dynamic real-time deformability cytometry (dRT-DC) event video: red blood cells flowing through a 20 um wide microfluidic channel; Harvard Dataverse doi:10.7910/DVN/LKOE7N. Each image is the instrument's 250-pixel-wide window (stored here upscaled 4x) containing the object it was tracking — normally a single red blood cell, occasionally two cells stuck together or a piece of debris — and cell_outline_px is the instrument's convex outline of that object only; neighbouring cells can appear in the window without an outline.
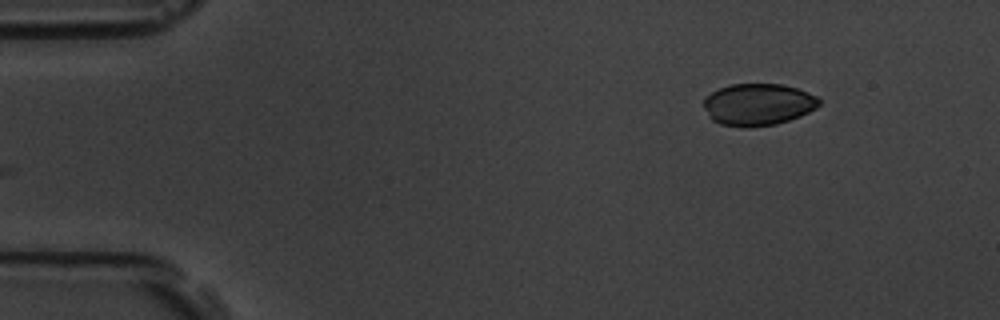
{"species": "common noctule bat (a hibernating species)", "species_latin": "Nyctalus noctula", "temperature_condition": "room temperature", "stored_images_in_passage": 51, "camera_frame_rate_fps": 3000, "um_per_image_px": 0.085, "animal": {"sex": "male", "body_mass_g": 19.5, "forearm_length_mm": 54.6}, "frame": {"image": 1, "passage_image": 1, "time_ms": 0.0, "image_size_px": [1000, 320], "cell_outline_px": [[820, 104], [816, 108], [800, 116], [776, 124], [744, 128], [720, 124], [712, 120], [708, 116], [704, 108], [704, 96], [720, 88], [732, 84], [780, 84], [796, 88], [816, 96], [820, 100]], "centroid_in_image_um": [64.4, 8.89], "position_along_channel_um": 20.6, "area_um2": 28.21}}
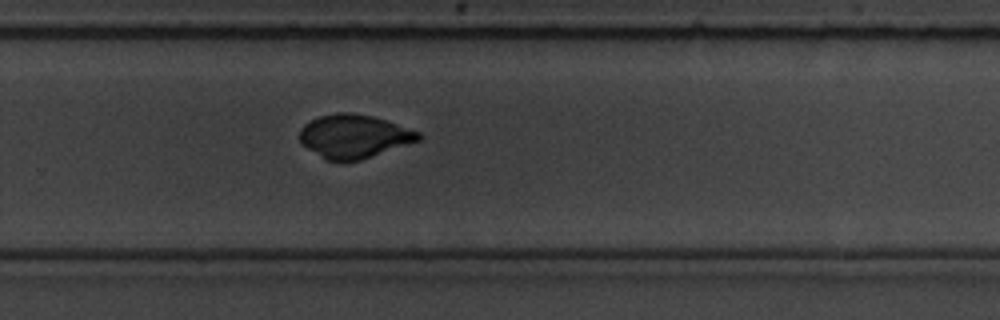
{"frame": {"image": 2, "passage_image": 32, "time_ms": 10.333, "image_size_px": [1000, 320], "cell_outline_px": [[424, 136], [420, 140], [360, 160], [344, 164], [340, 164], [324, 160], [300, 144], [300, 128], [304, 124], [320, 116], [340, 112], [356, 112], [372, 116], [420, 132]], "centroid_in_image_um": [30.05, 11.62], "position_along_channel_um": 299.8, "area_um2": 30.58}}
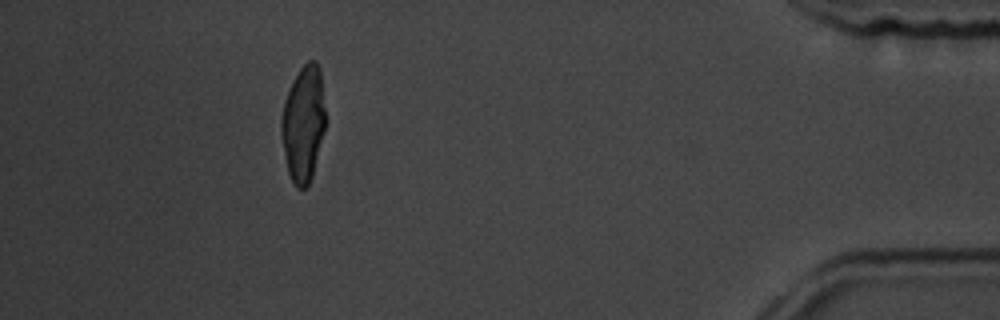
{"frame": {"image": 3, "passage_image": 46, "time_ms": 15.0, "image_size_px": [1000, 320], "cell_outline_px": [[324, 132], [312, 176], [308, 184], [304, 188], [296, 188], [288, 172], [280, 132], [280, 120], [284, 100], [292, 80], [300, 68], [308, 60], [316, 60], [320, 68], [324, 108]], "centroid_in_image_um": [25.76, 10.48], "position_along_channel_um": 409.4, "area_um2": 29.77}}